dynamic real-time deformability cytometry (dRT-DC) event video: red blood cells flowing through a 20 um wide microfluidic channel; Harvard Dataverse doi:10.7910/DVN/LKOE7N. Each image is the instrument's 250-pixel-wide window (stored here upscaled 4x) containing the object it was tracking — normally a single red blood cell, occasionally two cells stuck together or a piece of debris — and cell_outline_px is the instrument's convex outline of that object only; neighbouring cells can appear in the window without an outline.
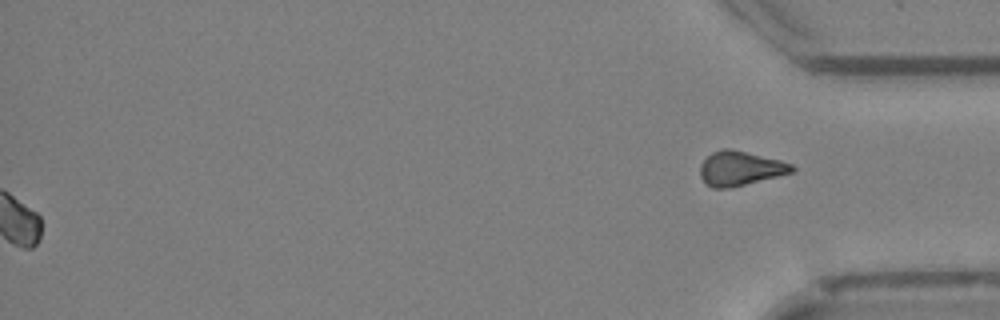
{"species": "Egyptian fruit bat (a non-hibernating species)", "species_latin": "Rousettus aegyptiacus", "temperature_condition": "cold", "stored_images_in_passage": 52, "segment_of_instrument_passage": [2, 2], "camera_frame_rate_fps": 3000, "um_per_image_px": 0.085, "animal": {"sex": "female"}, "frame": {"image": 1, "passage_image": 52, "time_ms": 17.0, "image_size_px": [1000, 320], "cell_outline_px": [[796, 172], [728, 188], [712, 188], [700, 176], [700, 164], [712, 152], [724, 148], [732, 148], [780, 160], [792, 164], [796, 168]], "centroid_in_image_um": [62.95, 14.3], "position_along_channel_um": 372.3, "area_um2": 18.44}}